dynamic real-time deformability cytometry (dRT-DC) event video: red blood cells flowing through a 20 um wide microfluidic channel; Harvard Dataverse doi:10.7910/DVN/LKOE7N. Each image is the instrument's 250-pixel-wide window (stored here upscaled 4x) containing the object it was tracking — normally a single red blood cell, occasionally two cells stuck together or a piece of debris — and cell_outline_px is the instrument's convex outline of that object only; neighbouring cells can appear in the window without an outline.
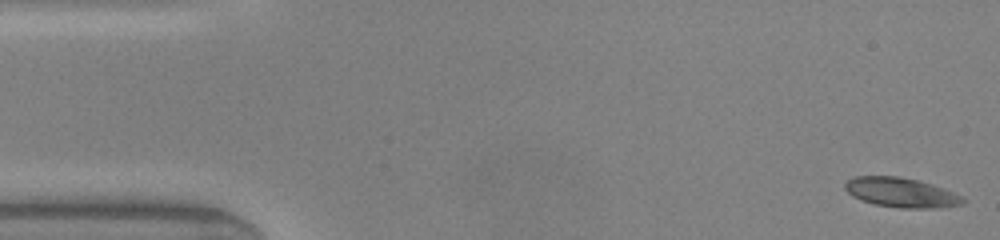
{"species": "common noctule bat (a hibernating species)", "species_latin": "Nyctalus noctula", "temperature_condition": "warm", "stored_images_in_passage": 21, "camera_frame_rate_fps": 3000, "um_per_image_px": 0.085, "animal": {"sex": "male", "body_mass_g": 20.0, "forearm_length_mm": 53.3}, "frame": {"image": 1, "passage_image": 1, "time_ms": 0.0, "image_size_px": [1000, 240], "cell_outline_px": [[964, 204], [940, 208], [900, 208], [872, 204], [860, 200], [852, 196], [844, 188], [844, 184], [848, 180], [856, 176], [896, 176], [916, 180], [932, 184], [944, 188], [960, 196], [964, 200]], "centroid_in_image_um": [76.57, 16.37], "position_along_channel_um": 8.4, "area_um2": 20.35}}
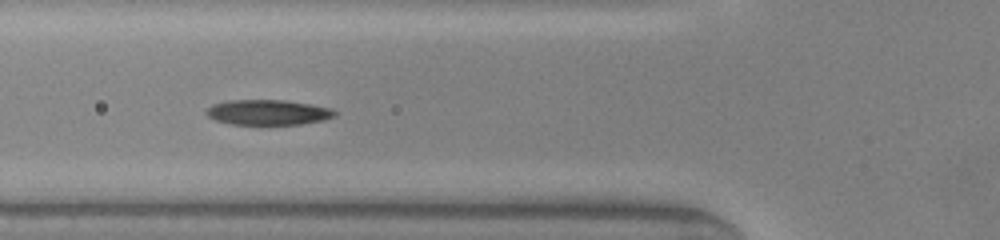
{"frame": {"image": 2, "passage_image": 17, "time_ms": 5.333, "image_size_px": [1000, 240], "cell_outline_px": [[336, 116], [324, 120], [300, 124], [260, 128], [232, 124], [216, 120], [208, 116], [204, 112], [212, 104], [228, 100], [284, 100], [312, 104], [332, 108], [336, 112]], "centroid_in_image_um": [22.78, 9.59], "position_along_channel_um": 103.0, "area_um2": 19.88}}
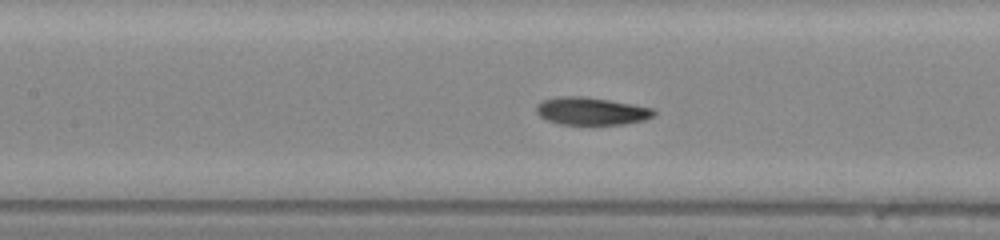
{"frame": {"image": 3, "passage_image": 21, "time_ms": 6.667, "image_size_px": [1000, 240], "cell_outline_px": [[656, 116], [644, 120], [624, 124], [560, 124], [548, 120], [540, 116], [536, 112], [536, 104], [544, 100], [556, 96], [584, 96], [656, 108]], "centroid_in_image_um": [50.29, 9.44], "position_along_channel_um": 157.1, "area_um2": 19.02}}